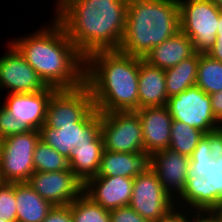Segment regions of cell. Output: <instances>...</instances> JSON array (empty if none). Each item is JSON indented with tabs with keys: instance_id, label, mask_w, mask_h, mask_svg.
I'll return each instance as SVG.
<instances>
[{
	"instance_id": "cell-1",
	"label": "cell",
	"mask_w": 222,
	"mask_h": 222,
	"mask_svg": "<svg viewBox=\"0 0 222 222\" xmlns=\"http://www.w3.org/2000/svg\"><path fill=\"white\" fill-rule=\"evenodd\" d=\"M129 0H70L54 16L86 58L101 50H119Z\"/></svg>"
},
{
	"instance_id": "cell-2",
	"label": "cell",
	"mask_w": 222,
	"mask_h": 222,
	"mask_svg": "<svg viewBox=\"0 0 222 222\" xmlns=\"http://www.w3.org/2000/svg\"><path fill=\"white\" fill-rule=\"evenodd\" d=\"M50 25L11 44L46 86L57 90L80 87L85 83V57L56 18Z\"/></svg>"
},
{
	"instance_id": "cell-3",
	"label": "cell",
	"mask_w": 222,
	"mask_h": 222,
	"mask_svg": "<svg viewBox=\"0 0 222 222\" xmlns=\"http://www.w3.org/2000/svg\"><path fill=\"white\" fill-rule=\"evenodd\" d=\"M140 58L101 50L85 58V84L99 113L138 110Z\"/></svg>"
},
{
	"instance_id": "cell-4",
	"label": "cell",
	"mask_w": 222,
	"mask_h": 222,
	"mask_svg": "<svg viewBox=\"0 0 222 222\" xmlns=\"http://www.w3.org/2000/svg\"><path fill=\"white\" fill-rule=\"evenodd\" d=\"M179 30L178 0H129L119 50L144 59L153 47L161 45Z\"/></svg>"
},
{
	"instance_id": "cell-5",
	"label": "cell",
	"mask_w": 222,
	"mask_h": 222,
	"mask_svg": "<svg viewBox=\"0 0 222 222\" xmlns=\"http://www.w3.org/2000/svg\"><path fill=\"white\" fill-rule=\"evenodd\" d=\"M56 88L47 86L33 93H10L0 107V139L40 130L45 124L47 105Z\"/></svg>"
},
{
	"instance_id": "cell-6",
	"label": "cell",
	"mask_w": 222,
	"mask_h": 222,
	"mask_svg": "<svg viewBox=\"0 0 222 222\" xmlns=\"http://www.w3.org/2000/svg\"><path fill=\"white\" fill-rule=\"evenodd\" d=\"M180 30L192 41L197 53L206 54L214 45L221 10L212 0H178Z\"/></svg>"
},
{
	"instance_id": "cell-7",
	"label": "cell",
	"mask_w": 222,
	"mask_h": 222,
	"mask_svg": "<svg viewBox=\"0 0 222 222\" xmlns=\"http://www.w3.org/2000/svg\"><path fill=\"white\" fill-rule=\"evenodd\" d=\"M39 140L38 130H29L1 139V182H28L34 173L33 154Z\"/></svg>"
},
{
	"instance_id": "cell-8",
	"label": "cell",
	"mask_w": 222,
	"mask_h": 222,
	"mask_svg": "<svg viewBox=\"0 0 222 222\" xmlns=\"http://www.w3.org/2000/svg\"><path fill=\"white\" fill-rule=\"evenodd\" d=\"M104 150L139 153L144 151L142 123L137 111L101 113Z\"/></svg>"
},
{
	"instance_id": "cell-9",
	"label": "cell",
	"mask_w": 222,
	"mask_h": 222,
	"mask_svg": "<svg viewBox=\"0 0 222 222\" xmlns=\"http://www.w3.org/2000/svg\"><path fill=\"white\" fill-rule=\"evenodd\" d=\"M166 107L173 118L205 134L222 127L212 111L210 95L197 85L168 98Z\"/></svg>"
},
{
	"instance_id": "cell-10",
	"label": "cell",
	"mask_w": 222,
	"mask_h": 222,
	"mask_svg": "<svg viewBox=\"0 0 222 222\" xmlns=\"http://www.w3.org/2000/svg\"><path fill=\"white\" fill-rule=\"evenodd\" d=\"M40 139L70 159V153L79 145L92 143L101 134V113L94 107L80 122L53 129L43 124Z\"/></svg>"
},
{
	"instance_id": "cell-11",
	"label": "cell",
	"mask_w": 222,
	"mask_h": 222,
	"mask_svg": "<svg viewBox=\"0 0 222 222\" xmlns=\"http://www.w3.org/2000/svg\"><path fill=\"white\" fill-rule=\"evenodd\" d=\"M94 108L93 98L84 83L74 89H58L47 105L45 124L53 129L80 122Z\"/></svg>"
},
{
	"instance_id": "cell-12",
	"label": "cell",
	"mask_w": 222,
	"mask_h": 222,
	"mask_svg": "<svg viewBox=\"0 0 222 222\" xmlns=\"http://www.w3.org/2000/svg\"><path fill=\"white\" fill-rule=\"evenodd\" d=\"M132 190L129 206L152 222L158 221L175 205L152 170L137 175Z\"/></svg>"
},
{
	"instance_id": "cell-13",
	"label": "cell",
	"mask_w": 222,
	"mask_h": 222,
	"mask_svg": "<svg viewBox=\"0 0 222 222\" xmlns=\"http://www.w3.org/2000/svg\"><path fill=\"white\" fill-rule=\"evenodd\" d=\"M27 183L53 206L69 205L83 193L84 188L71 169L34 172Z\"/></svg>"
},
{
	"instance_id": "cell-14",
	"label": "cell",
	"mask_w": 222,
	"mask_h": 222,
	"mask_svg": "<svg viewBox=\"0 0 222 222\" xmlns=\"http://www.w3.org/2000/svg\"><path fill=\"white\" fill-rule=\"evenodd\" d=\"M0 87L8 89L10 93L24 94L42 91L47 86L17 49L9 43L7 54L4 53V56L0 57Z\"/></svg>"
},
{
	"instance_id": "cell-15",
	"label": "cell",
	"mask_w": 222,
	"mask_h": 222,
	"mask_svg": "<svg viewBox=\"0 0 222 222\" xmlns=\"http://www.w3.org/2000/svg\"><path fill=\"white\" fill-rule=\"evenodd\" d=\"M189 165L190 157L181 155L170 148L152 154L151 170L158 177L164 191L174 201H176V196L180 197L184 190Z\"/></svg>"
},
{
	"instance_id": "cell-16",
	"label": "cell",
	"mask_w": 222,
	"mask_h": 222,
	"mask_svg": "<svg viewBox=\"0 0 222 222\" xmlns=\"http://www.w3.org/2000/svg\"><path fill=\"white\" fill-rule=\"evenodd\" d=\"M134 178L123 176H95L90 178L83 192L106 210L129 206Z\"/></svg>"
},
{
	"instance_id": "cell-17",
	"label": "cell",
	"mask_w": 222,
	"mask_h": 222,
	"mask_svg": "<svg viewBox=\"0 0 222 222\" xmlns=\"http://www.w3.org/2000/svg\"><path fill=\"white\" fill-rule=\"evenodd\" d=\"M136 111L142 123L144 151L153 154L168 148L173 118L166 105Z\"/></svg>"
},
{
	"instance_id": "cell-18",
	"label": "cell",
	"mask_w": 222,
	"mask_h": 222,
	"mask_svg": "<svg viewBox=\"0 0 222 222\" xmlns=\"http://www.w3.org/2000/svg\"><path fill=\"white\" fill-rule=\"evenodd\" d=\"M151 166L152 154L148 151L125 153L104 150L97 176L135 178L149 172Z\"/></svg>"
},
{
	"instance_id": "cell-19",
	"label": "cell",
	"mask_w": 222,
	"mask_h": 222,
	"mask_svg": "<svg viewBox=\"0 0 222 222\" xmlns=\"http://www.w3.org/2000/svg\"><path fill=\"white\" fill-rule=\"evenodd\" d=\"M167 100L165 70L140 58L138 109L163 106Z\"/></svg>"
},
{
	"instance_id": "cell-20",
	"label": "cell",
	"mask_w": 222,
	"mask_h": 222,
	"mask_svg": "<svg viewBox=\"0 0 222 222\" xmlns=\"http://www.w3.org/2000/svg\"><path fill=\"white\" fill-rule=\"evenodd\" d=\"M196 53L191 39L181 30L155 46L144 58L152 66L168 69L178 65Z\"/></svg>"
},
{
	"instance_id": "cell-21",
	"label": "cell",
	"mask_w": 222,
	"mask_h": 222,
	"mask_svg": "<svg viewBox=\"0 0 222 222\" xmlns=\"http://www.w3.org/2000/svg\"><path fill=\"white\" fill-rule=\"evenodd\" d=\"M103 151L101 134L92 143L79 145L71 151L69 167L83 184L97 176Z\"/></svg>"
},
{
	"instance_id": "cell-22",
	"label": "cell",
	"mask_w": 222,
	"mask_h": 222,
	"mask_svg": "<svg viewBox=\"0 0 222 222\" xmlns=\"http://www.w3.org/2000/svg\"><path fill=\"white\" fill-rule=\"evenodd\" d=\"M17 222H43L53 205L27 182L15 183Z\"/></svg>"
},
{
	"instance_id": "cell-23",
	"label": "cell",
	"mask_w": 222,
	"mask_h": 222,
	"mask_svg": "<svg viewBox=\"0 0 222 222\" xmlns=\"http://www.w3.org/2000/svg\"><path fill=\"white\" fill-rule=\"evenodd\" d=\"M200 54L196 52L188 59L182 60L178 65L165 69L168 98L195 85Z\"/></svg>"
},
{
	"instance_id": "cell-24",
	"label": "cell",
	"mask_w": 222,
	"mask_h": 222,
	"mask_svg": "<svg viewBox=\"0 0 222 222\" xmlns=\"http://www.w3.org/2000/svg\"><path fill=\"white\" fill-rule=\"evenodd\" d=\"M195 85L208 95L222 91V62L200 54Z\"/></svg>"
},
{
	"instance_id": "cell-25",
	"label": "cell",
	"mask_w": 222,
	"mask_h": 222,
	"mask_svg": "<svg viewBox=\"0 0 222 222\" xmlns=\"http://www.w3.org/2000/svg\"><path fill=\"white\" fill-rule=\"evenodd\" d=\"M205 133L183 122L172 120L168 148L190 157Z\"/></svg>"
},
{
	"instance_id": "cell-26",
	"label": "cell",
	"mask_w": 222,
	"mask_h": 222,
	"mask_svg": "<svg viewBox=\"0 0 222 222\" xmlns=\"http://www.w3.org/2000/svg\"><path fill=\"white\" fill-rule=\"evenodd\" d=\"M73 222H111L110 211L95 203L84 192L70 203Z\"/></svg>"
},
{
	"instance_id": "cell-27",
	"label": "cell",
	"mask_w": 222,
	"mask_h": 222,
	"mask_svg": "<svg viewBox=\"0 0 222 222\" xmlns=\"http://www.w3.org/2000/svg\"><path fill=\"white\" fill-rule=\"evenodd\" d=\"M33 165L34 172H51L70 169L69 160L42 139L36 144L33 154Z\"/></svg>"
},
{
	"instance_id": "cell-28",
	"label": "cell",
	"mask_w": 222,
	"mask_h": 222,
	"mask_svg": "<svg viewBox=\"0 0 222 222\" xmlns=\"http://www.w3.org/2000/svg\"><path fill=\"white\" fill-rule=\"evenodd\" d=\"M184 201L182 204L192 209V212H206V177L194 176L187 177L184 190L176 200ZM187 204V206H186ZM196 209V210H195Z\"/></svg>"
},
{
	"instance_id": "cell-29",
	"label": "cell",
	"mask_w": 222,
	"mask_h": 222,
	"mask_svg": "<svg viewBox=\"0 0 222 222\" xmlns=\"http://www.w3.org/2000/svg\"><path fill=\"white\" fill-rule=\"evenodd\" d=\"M209 174L206 178V212H222V165L211 159Z\"/></svg>"
},
{
	"instance_id": "cell-30",
	"label": "cell",
	"mask_w": 222,
	"mask_h": 222,
	"mask_svg": "<svg viewBox=\"0 0 222 222\" xmlns=\"http://www.w3.org/2000/svg\"><path fill=\"white\" fill-rule=\"evenodd\" d=\"M210 152L211 149L209 148L208 133H206L199 140L198 145L190 156L187 177L198 175L208 178L210 176L209 161L212 159Z\"/></svg>"
},
{
	"instance_id": "cell-31",
	"label": "cell",
	"mask_w": 222,
	"mask_h": 222,
	"mask_svg": "<svg viewBox=\"0 0 222 222\" xmlns=\"http://www.w3.org/2000/svg\"><path fill=\"white\" fill-rule=\"evenodd\" d=\"M15 183L0 182V220L17 222Z\"/></svg>"
},
{
	"instance_id": "cell-32",
	"label": "cell",
	"mask_w": 222,
	"mask_h": 222,
	"mask_svg": "<svg viewBox=\"0 0 222 222\" xmlns=\"http://www.w3.org/2000/svg\"><path fill=\"white\" fill-rule=\"evenodd\" d=\"M111 222H152L141 217L130 206L119 207L110 210Z\"/></svg>"
},
{
	"instance_id": "cell-33",
	"label": "cell",
	"mask_w": 222,
	"mask_h": 222,
	"mask_svg": "<svg viewBox=\"0 0 222 222\" xmlns=\"http://www.w3.org/2000/svg\"><path fill=\"white\" fill-rule=\"evenodd\" d=\"M43 222H73L70 204L65 206H53Z\"/></svg>"
},
{
	"instance_id": "cell-34",
	"label": "cell",
	"mask_w": 222,
	"mask_h": 222,
	"mask_svg": "<svg viewBox=\"0 0 222 222\" xmlns=\"http://www.w3.org/2000/svg\"><path fill=\"white\" fill-rule=\"evenodd\" d=\"M178 203L179 202H175V205L163 217L155 222H193V219L196 217L195 214L193 217L191 216V213L190 215L189 213L187 215V211H185V213L182 211L183 206H177L178 208L176 207V204L179 205ZM188 216L191 217L188 218Z\"/></svg>"
},
{
	"instance_id": "cell-35",
	"label": "cell",
	"mask_w": 222,
	"mask_h": 222,
	"mask_svg": "<svg viewBox=\"0 0 222 222\" xmlns=\"http://www.w3.org/2000/svg\"><path fill=\"white\" fill-rule=\"evenodd\" d=\"M209 148L212 159L222 155V127L208 132Z\"/></svg>"
},
{
	"instance_id": "cell-36",
	"label": "cell",
	"mask_w": 222,
	"mask_h": 222,
	"mask_svg": "<svg viewBox=\"0 0 222 222\" xmlns=\"http://www.w3.org/2000/svg\"><path fill=\"white\" fill-rule=\"evenodd\" d=\"M217 30L216 41L206 54L212 59L222 62V12Z\"/></svg>"
},
{
	"instance_id": "cell-37",
	"label": "cell",
	"mask_w": 222,
	"mask_h": 222,
	"mask_svg": "<svg viewBox=\"0 0 222 222\" xmlns=\"http://www.w3.org/2000/svg\"><path fill=\"white\" fill-rule=\"evenodd\" d=\"M210 100L214 116L222 125V91L211 94Z\"/></svg>"
},
{
	"instance_id": "cell-38",
	"label": "cell",
	"mask_w": 222,
	"mask_h": 222,
	"mask_svg": "<svg viewBox=\"0 0 222 222\" xmlns=\"http://www.w3.org/2000/svg\"><path fill=\"white\" fill-rule=\"evenodd\" d=\"M193 222H222V212H198Z\"/></svg>"
},
{
	"instance_id": "cell-39",
	"label": "cell",
	"mask_w": 222,
	"mask_h": 222,
	"mask_svg": "<svg viewBox=\"0 0 222 222\" xmlns=\"http://www.w3.org/2000/svg\"><path fill=\"white\" fill-rule=\"evenodd\" d=\"M57 2V9L56 11L58 12L64 5H66L70 0H56Z\"/></svg>"
},
{
	"instance_id": "cell-40",
	"label": "cell",
	"mask_w": 222,
	"mask_h": 222,
	"mask_svg": "<svg viewBox=\"0 0 222 222\" xmlns=\"http://www.w3.org/2000/svg\"><path fill=\"white\" fill-rule=\"evenodd\" d=\"M212 2L222 11V0H212Z\"/></svg>"
},
{
	"instance_id": "cell-41",
	"label": "cell",
	"mask_w": 222,
	"mask_h": 222,
	"mask_svg": "<svg viewBox=\"0 0 222 222\" xmlns=\"http://www.w3.org/2000/svg\"><path fill=\"white\" fill-rule=\"evenodd\" d=\"M214 160H215V162H217V163L222 165V155L221 156H217V158L214 159Z\"/></svg>"
},
{
	"instance_id": "cell-42",
	"label": "cell",
	"mask_w": 222,
	"mask_h": 222,
	"mask_svg": "<svg viewBox=\"0 0 222 222\" xmlns=\"http://www.w3.org/2000/svg\"><path fill=\"white\" fill-rule=\"evenodd\" d=\"M0 222H9V221H7V220H0Z\"/></svg>"
}]
</instances>
